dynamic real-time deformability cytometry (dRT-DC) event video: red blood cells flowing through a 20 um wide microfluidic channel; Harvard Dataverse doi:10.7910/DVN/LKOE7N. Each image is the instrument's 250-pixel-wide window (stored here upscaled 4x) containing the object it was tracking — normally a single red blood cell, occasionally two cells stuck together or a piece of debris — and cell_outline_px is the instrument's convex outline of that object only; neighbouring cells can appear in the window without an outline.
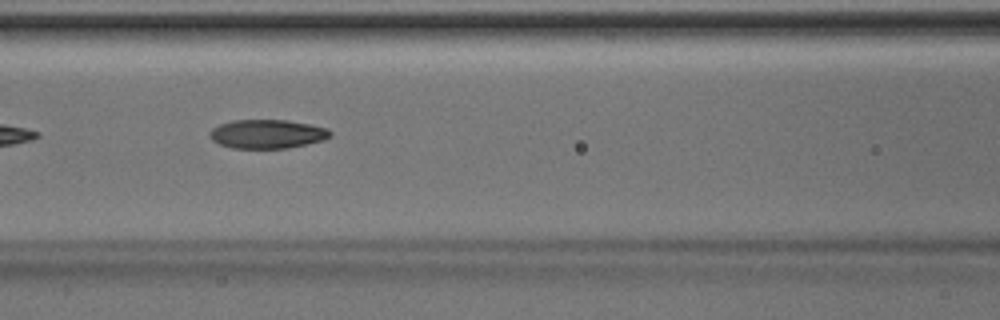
{"species": "Egyptian fruit bat (a non-hibernating species)", "species_latin": "Rousettus aegyptiacus", "temperature_condition": "room temperature", "stored_images_in_passage": 9, "camera_frame_rate_fps": 3000, "um_per_image_px": 0.085, "animal": {"sex": "male"}, "frame": {"image": 1, "passage_image": 7, "time_ms": 2.0, "image_size_px": [1000, 320], "cell_outline_px": [[332, 136], [324, 140], [288, 148], [232, 148], [220, 144], [212, 140], [212, 128], [220, 124], [232, 120], [288, 120], [328, 128], [332, 132]], "centroid_in_image_um": [22.76, 11.38], "position_along_channel_um": 143.8, "area_um2": 20.17}}
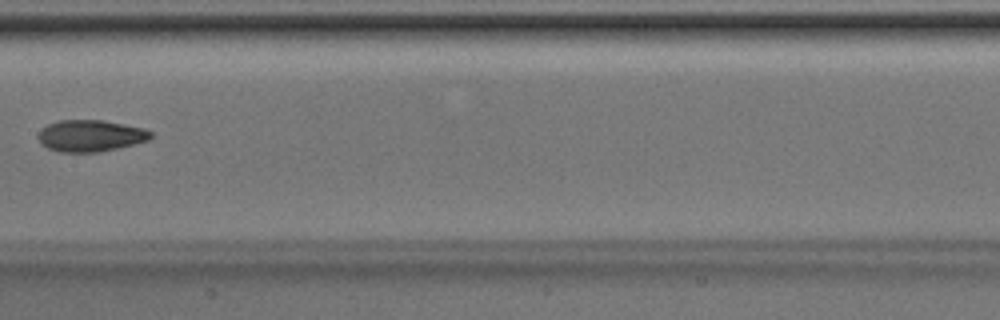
{"frame": {"image": 2, "passage_image": 8, "time_ms": 2.333, "image_size_px": [1000, 320], "cell_outline_px": [[152, 136], [148, 140], [136, 144], [100, 152], [60, 152], [48, 148], [40, 144], [36, 136], [40, 128], [48, 124], [60, 120], [104, 120], [144, 128], [152, 132]], "centroid_in_image_um": [7.66, 11.54], "position_along_channel_um": 199.7, "area_um2": 21.04}}
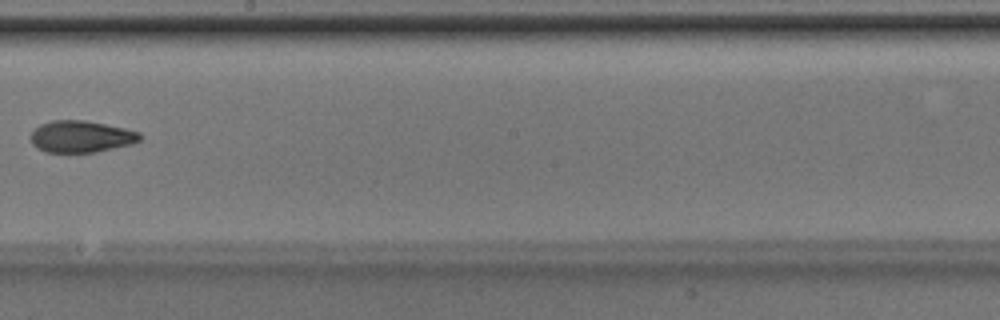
{"frame": {"image": 3, "passage_image": 9, "time_ms": 2.667, "image_size_px": [1000, 320], "cell_outline_px": [[140, 140], [132, 144], [96, 152], [44, 152], [36, 148], [32, 144], [32, 132], [40, 124], [52, 120], [84, 120], [124, 128], [140, 132]], "centroid_in_image_um": [6.88, 11.61], "position_along_channel_um": 241.3, "area_um2": 20.11}}